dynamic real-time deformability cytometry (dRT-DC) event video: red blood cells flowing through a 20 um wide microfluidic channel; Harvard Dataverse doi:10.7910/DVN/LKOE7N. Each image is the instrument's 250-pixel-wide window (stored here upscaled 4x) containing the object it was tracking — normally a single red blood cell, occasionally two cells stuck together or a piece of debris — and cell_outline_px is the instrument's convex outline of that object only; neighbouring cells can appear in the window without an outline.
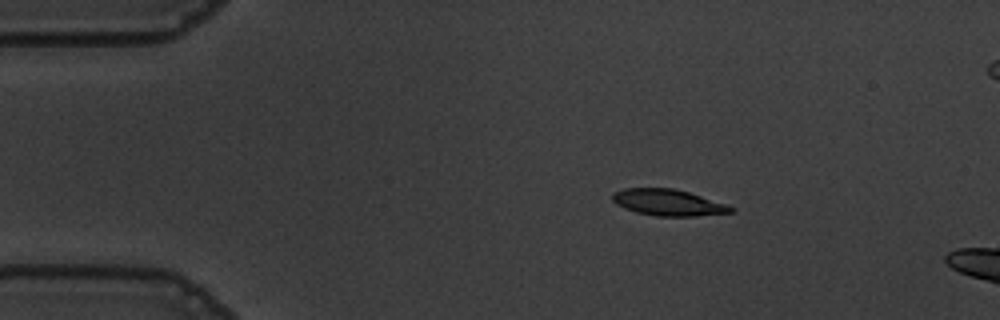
{"species": "common noctule bat (a hibernating species)", "species_latin": "Nyctalus noctula", "temperature_condition": "warm", "stored_images_in_passage": 6, "camera_frame_rate_fps": 3000, "um_per_image_px": 0.085, "animal": {"sex": "male", "body_mass_g": 19.5, "forearm_length_mm": 54.6}, "frame": {"image": 1, "passage_image": 1, "time_ms": 0.0, "image_size_px": [1000, 320], "cell_outline_px": [[736, 212], [696, 216], [656, 216], [636, 212], [624, 208], [616, 204], [612, 200], [612, 192], [624, 188], [672, 188], [688, 192], [728, 204], [736, 208]], "centroid_in_image_um": [56.82, 17.22], "position_along_channel_um": 28.2, "area_um2": 18.38}}